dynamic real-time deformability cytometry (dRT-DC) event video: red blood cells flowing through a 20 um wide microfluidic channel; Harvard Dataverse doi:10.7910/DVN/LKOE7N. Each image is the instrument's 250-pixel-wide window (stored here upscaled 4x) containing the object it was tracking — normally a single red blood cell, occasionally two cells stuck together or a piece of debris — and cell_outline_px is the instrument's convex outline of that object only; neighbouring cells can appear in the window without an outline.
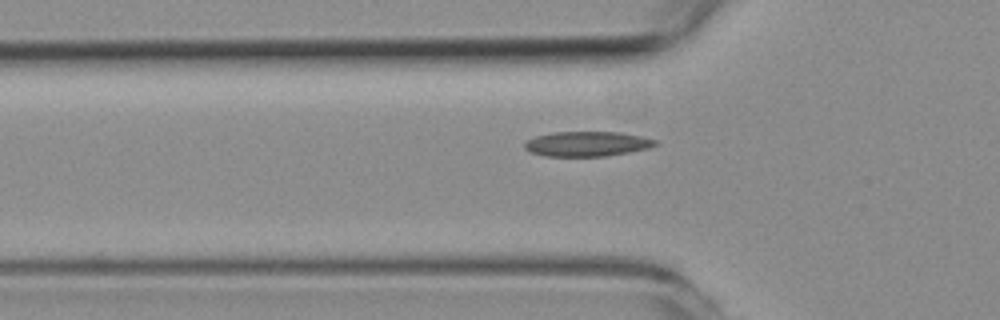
{"species": "common noctule bat (a hibernating species)", "species_latin": "Nyctalus noctula", "temperature_condition": "room temperature", "stored_images_in_passage": 38, "camera_frame_rate_fps": 3000, "um_per_image_px": 0.085, "animal": {"sex": "female", "body_mass_g": 19.3, "forearm_length_mm": 54.1}, "frame": {"image": 1, "passage_image": 7, "time_ms": 2.0, "image_size_px": [1000, 320], "cell_outline_px": [[656, 144], [648, 148], [628, 152], [604, 156], [544, 156], [532, 152], [524, 148], [524, 140], [536, 136], [552, 132], [620, 132], [640, 136], [656, 140]], "centroid_in_image_um": [49.84, 12.22], "position_along_channel_um": 76.0, "area_um2": 18.84}}
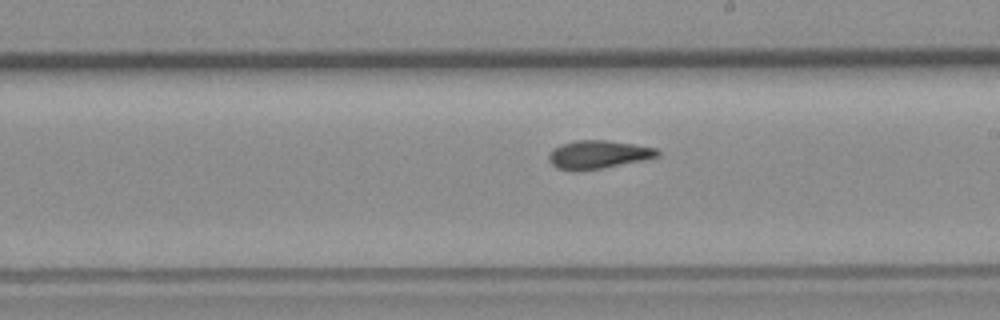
{"frame": {"image": 2, "passage_image": 20, "time_ms": 6.333, "image_size_px": [1000, 320], "cell_outline_px": [[660, 156], [644, 160], [600, 168], [556, 168], [548, 160], [548, 156], [552, 148], [560, 144], [576, 140], [608, 140], [636, 144], [656, 148], [660, 152]], "centroid_in_image_um": [50.89, 13.09], "position_along_channel_um": 238.1, "area_um2": 17.51}}
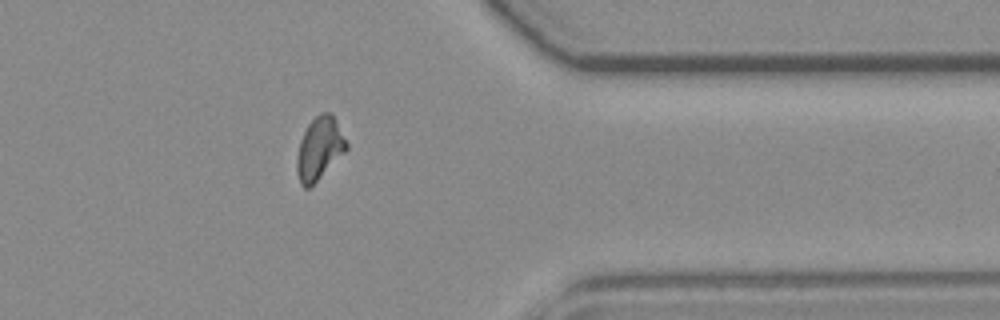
{"frame": {"image": 3, "passage_image": 33, "time_ms": 10.667, "image_size_px": [1000, 320], "cell_outline_px": [[348, 148], [308, 188], [304, 188], [300, 184], [296, 172], [296, 156], [300, 140], [308, 124], [320, 112], [332, 112], [348, 144]], "centroid_in_image_um": [27.13, 12.59], "position_along_channel_um": 384.3, "area_um2": 17.86}}